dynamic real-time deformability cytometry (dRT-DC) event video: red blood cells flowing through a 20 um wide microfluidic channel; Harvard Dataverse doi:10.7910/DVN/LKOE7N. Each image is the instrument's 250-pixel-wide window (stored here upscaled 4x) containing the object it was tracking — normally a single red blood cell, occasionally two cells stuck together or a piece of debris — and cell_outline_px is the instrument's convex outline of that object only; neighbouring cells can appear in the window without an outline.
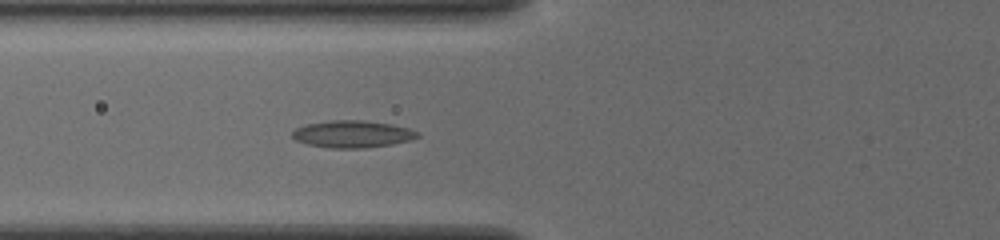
{"species": "common noctule bat (a hibernating species)", "species_latin": "Nyctalus noctula", "temperature_condition": "cold", "stored_images_in_passage": 46, "camera_frame_rate_fps": 3000, "um_per_image_px": 0.085, "animal": {"sex": "female", "body_mass_g": 19.5, "forearm_length_mm": 54.1}, "frame": {"image": 1, "passage_image": 14, "time_ms": 4.333, "image_size_px": [1000, 240], "cell_outline_px": [[420, 136], [412, 140], [392, 144], [364, 148], [332, 148], [308, 144], [296, 140], [292, 136], [292, 132], [296, 128], [304, 124], [332, 120], [364, 120], [392, 124], [408, 128], [420, 132]], "centroid_in_image_um": [29.99, 11.39], "position_along_channel_um": 95.8, "area_um2": 19.88}}
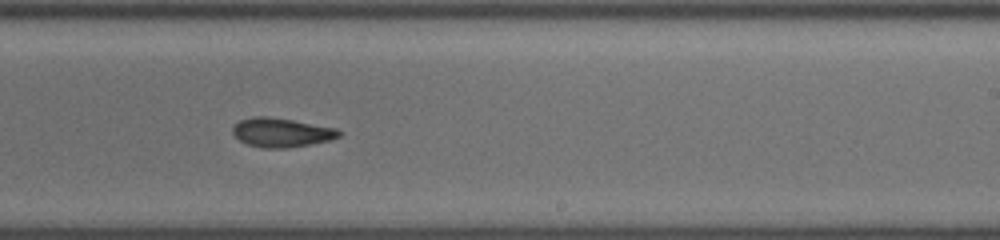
{"frame": {"image": 2, "passage_image": 27, "time_ms": 8.667, "image_size_px": [1000, 240], "cell_outline_px": [[344, 132], [340, 136], [328, 140], [308, 144], [284, 148], [264, 148], [248, 144], [240, 140], [232, 132], [232, 128], [240, 120], [252, 116], [268, 116], [292, 120], [336, 128]], "centroid_in_image_um": [23.92, 11.25], "position_along_channel_um": 265.1, "area_um2": 17.8}}
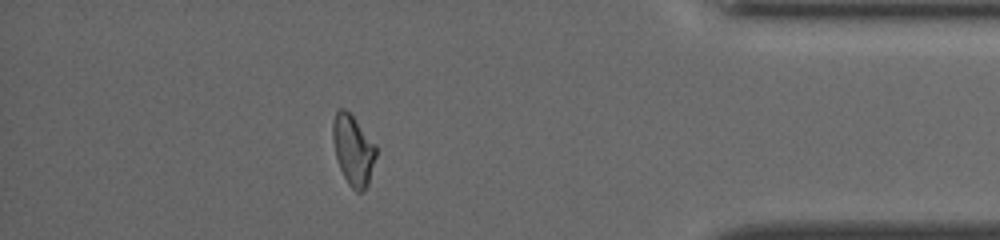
{"frame": {"image": 3, "passage_image": 40, "time_ms": 13.0, "image_size_px": [1000, 240], "cell_outline_px": [[376, 156], [368, 184], [364, 192], [356, 192], [348, 184], [340, 168], [336, 156], [332, 140], [332, 124], [336, 112], [340, 108], [344, 108], [352, 116], [376, 144]], "centroid_in_image_um": [30.02, 12.77], "position_along_channel_um": 405.2, "area_um2": 17.63}, "authors_computed_cell_mechanics": {"area_um2": 18.3515, "velocity_mm_per_s": 3.8986, "shape_relaxation_time_tau1_ms": null, "shape_relaxation_time_tau2_ms": 3.5179, "deformation_change_tau1": null, "deformation_change_tau2": 0.1053}}